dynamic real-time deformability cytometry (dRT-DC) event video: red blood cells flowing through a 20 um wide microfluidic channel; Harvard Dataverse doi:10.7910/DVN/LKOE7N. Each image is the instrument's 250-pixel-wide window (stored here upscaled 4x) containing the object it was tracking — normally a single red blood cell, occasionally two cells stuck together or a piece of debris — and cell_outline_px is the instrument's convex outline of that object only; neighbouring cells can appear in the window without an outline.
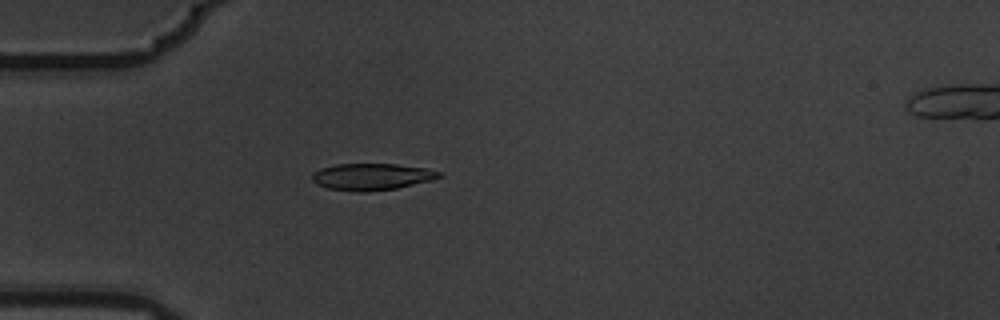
{"species": "common noctule bat (a hibernating species)", "species_latin": "Nyctalus noctula", "temperature_condition": "warm", "stored_images_in_passage": 2, "camera_frame_rate_fps": 3000, "um_per_image_px": 0.085, "animal": {"sex": "male", "body_mass_g": 19.5, "forearm_length_mm": 54.6}, "frame": {"image": 1, "passage_image": 2, "time_ms": 0.333, "image_size_px": [1000, 320], "cell_outline_px": [[444, 176], [432, 180], [396, 188], [368, 192], [360, 192], [328, 188], [316, 184], [312, 180], [312, 172], [320, 168], [336, 164], [396, 164], [428, 168], [444, 172]], "centroid_in_image_um": [31.63, 15.01], "position_along_channel_um": 53.4, "area_um2": 20.0}}